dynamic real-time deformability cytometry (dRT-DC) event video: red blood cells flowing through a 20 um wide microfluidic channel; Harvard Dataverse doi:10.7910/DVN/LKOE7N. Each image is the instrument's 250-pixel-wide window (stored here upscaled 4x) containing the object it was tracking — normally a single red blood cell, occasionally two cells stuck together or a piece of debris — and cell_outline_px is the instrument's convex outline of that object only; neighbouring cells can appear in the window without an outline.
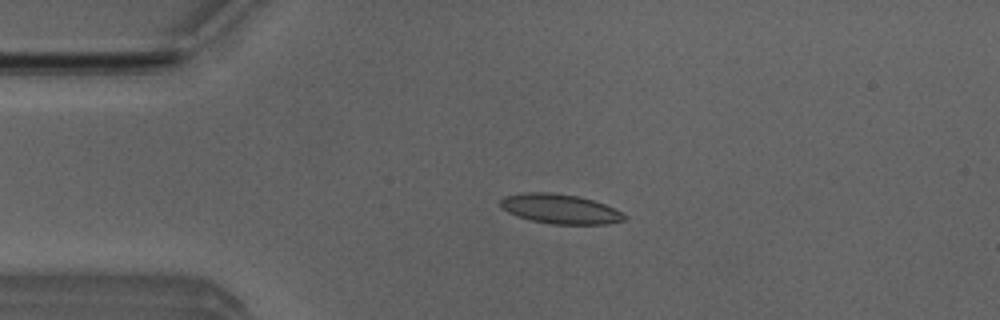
{"species": "Egyptian fruit bat (a non-hibernating species)", "species_latin": "Rousettus aegyptiacus", "temperature_condition": "room temperature", "stored_images_in_passage": 4, "camera_frame_rate_fps": 3000, "um_per_image_px": 0.085, "animal": {"sex": "male"}, "frame": {"image": 1, "passage_image": 3, "time_ms": 0.667, "image_size_px": [1000, 320], "cell_outline_px": [[628, 216], [624, 220], [608, 224], [552, 224], [532, 220], [516, 216], [508, 212], [500, 204], [500, 200], [504, 196], [524, 192], [552, 192], [580, 196], [604, 204]], "centroid_in_image_um": [47.6, 17.75], "position_along_channel_um": 37.4, "area_um2": 21.33}}